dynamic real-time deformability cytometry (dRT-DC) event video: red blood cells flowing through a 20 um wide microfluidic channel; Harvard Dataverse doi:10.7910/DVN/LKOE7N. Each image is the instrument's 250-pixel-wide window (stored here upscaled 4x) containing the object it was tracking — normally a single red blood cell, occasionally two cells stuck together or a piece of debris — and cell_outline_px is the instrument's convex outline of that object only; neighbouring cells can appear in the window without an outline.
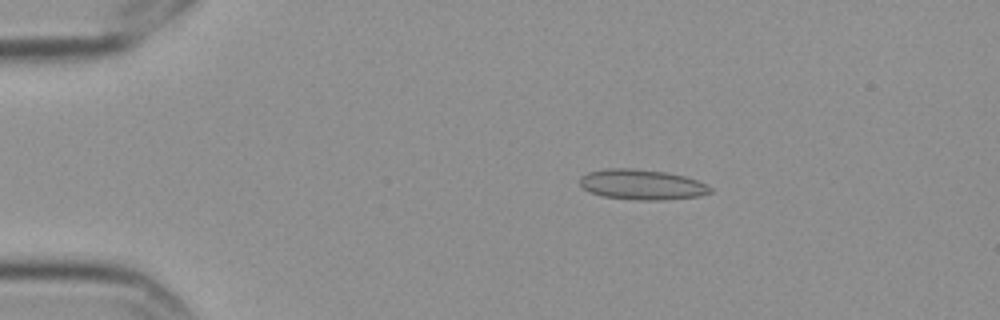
{"species": "Egyptian fruit bat (a non-hibernating species)", "species_latin": "Rousettus aegyptiacus", "temperature_condition": "cold", "stored_images_in_passage": 5, "camera_frame_rate_fps": 3000, "um_per_image_px": 0.085, "frame": {"image": 1, "passage_image": 2, "time_ms": 0.333, "image_size_px": [1000, 320], "cell_outline_px": [[712, 192], [700, 196], [660, 200], [640, 200], [604, 196], [588, 192], [580, 184], [580, 176], [588, 172], [604, 168], [632, 168], [664, 172], [684, 176], [696, 180], [712, 188]], "centroid_in_image_um": [54.53, 15.68], "position_along_channel_um": 30.5, "area_um2": 22.89}}
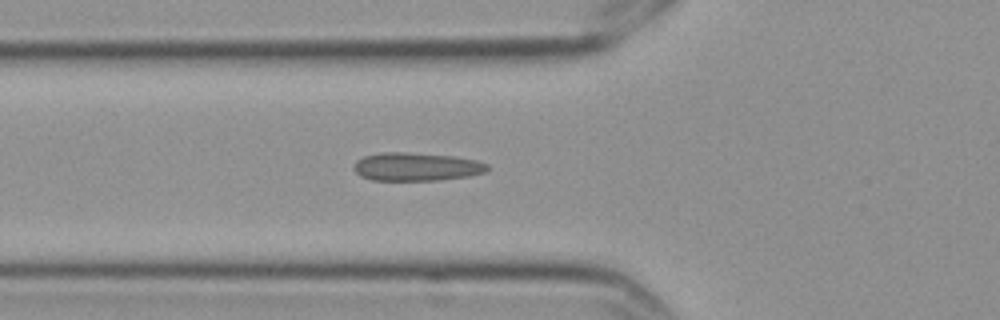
{"frame": {"image": 2, "passage_image": 5, "time_ms": 1.333, "image_size_px": [1000, 320], "cell_outline_px": [[488, 168], [484, 172], [468, 176], [436, 180], [372, 180], [360, 176], [352, 168], [352, 164], [356, 160], [364, 156], [384, 152], [408, 152], [456, 156], [476, 160], [488, 164]], "centroid_in_image_um": [35.35, 14.16], "position_along_channel_um": 90.4, "area_um2": 22.08}}